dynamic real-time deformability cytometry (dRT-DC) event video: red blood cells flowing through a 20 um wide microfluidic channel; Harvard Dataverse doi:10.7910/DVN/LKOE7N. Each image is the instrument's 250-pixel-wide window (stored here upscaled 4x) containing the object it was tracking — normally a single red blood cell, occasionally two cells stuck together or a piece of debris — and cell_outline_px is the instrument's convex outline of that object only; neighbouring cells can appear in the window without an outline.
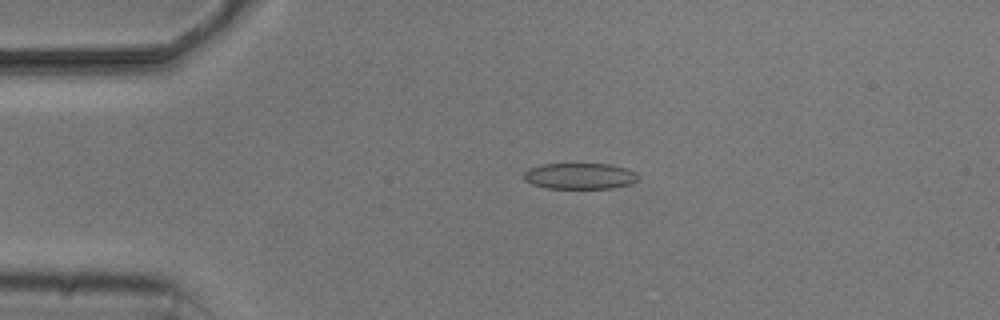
{"species": "common noctule bat (a hibernating species)", "species_latin": "Nyctalus noctula", "temperature_condition": "cold", "stored_images_in_passage": 5, "camera_frame_rate_fps": 3000, "um_per_image_px": 0.085, "animal": {"sex": "male", "body_mass_g": 20.5, "forearm_length_mm": 52.5}, "frame": {"image": 1, "passage_image": 4, "time_ms": 3.667, "image_size_px": [1000, 320], "cell_outline_px": [[640, 180], [628, 184], [612, 188], [548, 188], [532, 184], [524, 180], [524, 172], [528, 168], [544, 164], [612, 164], [628, 168], [636, 172], [640, 176]], "centroid_in_image_um": [49.33, 14.95], "position_along_channel_um": 35.7, "area_um2": 17.51}}